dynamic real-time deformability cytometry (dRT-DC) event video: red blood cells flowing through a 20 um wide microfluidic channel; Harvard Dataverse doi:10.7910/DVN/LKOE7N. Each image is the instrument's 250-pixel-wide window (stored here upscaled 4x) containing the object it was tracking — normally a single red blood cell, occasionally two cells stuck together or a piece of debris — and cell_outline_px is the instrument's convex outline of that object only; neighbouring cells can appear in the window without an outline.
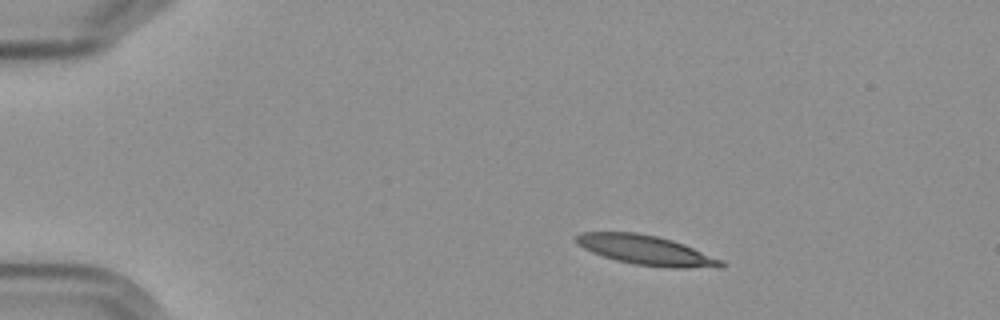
{"species": "Egyptian fruit bat (a non-hibernating species)", "species_latin": "Rousettus aegyptiacus", "temperature_condition": "cold", "stored_images_in_passage": 4, "camera_frame_rate_fps": 3000, "um_per_image_px": 0.085, "frame": {"image": 1, "passage_image": 2, "time_ms": 1.333, "image_size_px": [1000, 320], "cell_outline_px": [[724, 268], [668, 268], [636, 264], [616, 260], [592, 252], [576, 244], [576, 236], [580, 232], [636, 232], [656, 236], [672, 240], [684, 244], [724, 260]], "centroid_in_image_um": [54.97, 21.27], "position_along_channel_um": 30.0, "area_um2": 25.09}}